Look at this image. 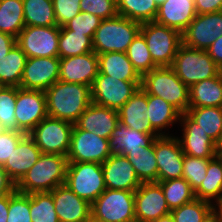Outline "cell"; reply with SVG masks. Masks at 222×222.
Wrapping results in <instances>:
<instances>
[{
  "mask_svg": "<svg viewBox=\"0 0 222 222\" xmlns=\"http://www.w3.org/2000/svg\"><path fill=\"white\" fill-rule=\"evenodd\" d=\"M58 57L66 58L93 52V39L87 35L75 33L65 26L60 27Z\"/></svg>",
  "mask_w": 222,
  "mask_h": 222,
  "instance_id": "d590c367",
  "label": "cell"
},
{
  "mask_svg": "<svg viewBox=\"0 0 222 222\" xmlns=\"http://www.w3.org/2000/svg\"><path fill=\"white\" fill-rule=\"evenodd\" d=\"M102 19L88 12H80L64 26L75 33L87 35L93 39L95 31L100 26Z\"/></svg>",
  "mask_w": 222,
  "mask_h": 222,
  "instance_id": "f6af8a7d",
  "label": "cell"
},
{
  "mask_svg": "<svg viewBox=\"0 0 222 222\" xmlns=\"http://www.w3.org/2000/svg\"><path fill=\"white\" fill-rule=\"evenodd\" d=\"M26 60V54L16 44L0 59V83L3 86L20 87Z\"/></svg>",
  "mask_w": 222,
  "mask_h": 222,
  "instance_id": "4dcf8cb0",
  "label": "cell"
},
{
  "mask_svg": "<svg viewBox=\"0 0 222 222\" xmlns=\"http://www.w3.org/2000/svg\"><path fill=\"white\" fill-rule=\"evenodd\" d=\"M41 154L42 152L34 140L26 134L2 167L9 179L16 185L36 164Z\"/></svg>",
  "mask_w": 222,
  "mask_h": 222,
  "instance_id": "cb8c5ba5",
  "label": "cell"
},
{
  "mask_svg": "<svg viewBox=\"0 0 222 222\" xmlns=\"http://www.w3.org/2000/svg\"><path fill=\"white\" fill-rule=\"evenodd\" d=\"M26 135L22 131L5 130L0 135V165H3L17 147L19 141Z\"/></svg>",
  "mask_w": 222,
  "mask_h": 222,
  "instance_id": "c3c4849f",
  "label": "cell"
},
{
  "mask_svg": "<svg viewBox=\"0 0 222 222\" xmlns=\"http://www.w3.org/2000/svg\"><path fill=\"white\" fill-rule=\"evenodd\" d=\"M147 106L148 110L145 113L149 115L152 128L160 136H168V133L166 134L162 130L170 128L176 121L179 122L181 113L161 97L150 94H147Z\"/></svg>",
  "mask_w": 222,
  "mask_h": 222,
  "instance_id": "f1b7e54d",
  "label": "cell"
},
{
  "mask_svg": "<svg viewBox=\"0 0 222 222\" xmlns=\"http://www.w3.org/2000/svg\"><path fill=\"white\" fill-rule=\"evenodd\" d=\"M59 67V57L27 58L19 88L46 91L59 80Z\"/></svg>",
  "mask_w": 222,
  "mask_h": 222,
  "instance_id": "2e32d148",
  "label": "cell"
},
{
  "mask_svg": "<svg viewBox=\"0 0 222 222\" xmlns=\"http://www.w3.org/2000/svg\"><path fill=\"white\" fill-rule=\"evenodd\" d=\"M15 103L16 87L3 86L0 90V124L5 130L17 131Z\"/></svg>",
  "mask_w": 222,
  "mask_h": 222,
  "instance_id": "b9f144b4",
  "label": "cell"
},
{
  "mask_svg": "<svg viewBox=\"0 0 222 222\" xmlns=\"http://www.w3.org/2000/svg\"><path fill=\"white\" fill-rule=\"evenodd\" d=\"M141 23L117 15L104 19L95 31L93 51L98 54L124 52L140 32Z\"/></svg>",
  "mask_w": 222,
  "mask_h": 222,
  "instance_id": "277c9868",
  "label": "cell"
},
{
  "mask_svg": "<svg viewBox=\"0 0 222 222\" xmlns=\"http://www.w3.org/2000/svg\"><path fill=\"white\" fill-rule=\"evenodd\" d=\"M206 175L194 195L195 198L214 203L222 196V162L217 156L209 161Z\"/></svg>",
  "mask_w": 222,
  "mask_h": 222,
  "instance_id": "836d02e7",
  "label": "cell"
},
{
  "mask_svg": "<svg viewBox=\"0 0 222 222\" xmlns=\"http://www.w3.org/2000/svg\"><path fill=\"white\" fill-rule=\"evenodd\" d=\"M9 208V193L0 195V222H6Z\"/></svg>",
  "mask_w": 222,
  "mask_h": 222,
  "instance_id": "db71d44e",
  "label": "cell"
},
{
  "mask_svg": "<svg viewBox=\"0 0 222 222\" xmlns=\"http://www.w3.org/2000/svg\"><path fill=\"white\" fill-rule=\"evenodd\" d=\"M102 169L108 189L135 191L142 184L125 155L112 153L102 163Z\"/></svg>",
  "mask_w": 222,
  "mask_h": 222,
  "instance_id": "d6986e66",
  "label": "cell"
},
{
  "mask_svg": "<svg viewBox=\"0 0 222 222\" xmlns=\"http://www.w3.org/2000/svg\"><path fill=\"white\" fill-rule=\"evenodd\" d=\"M171 68L188 87L222 72L206 50L189 48L183 44L179 47Z\"/></svg>",
  "mask_w": 222,
  "mask_h": 222,
  "instance_id": "5b68a950",
  "label": "cell"
},
{
  "mask_svg": "<svg viewBox=\"0 0 222 222\" xmlns=\"http://www.w3.org/2000/svg\"><path fill=\"white\" fill-rule=\"evenodd\" d=\"M179 123L183 136L178 140L185 155L205 159L216 156V143L186 113L181 114Z\"/></svg>",
  "mask_w": 222,
  "mask_h": 222,
  "instance_id": "ffe728a7",
  "label": "cell"
},
{
  "mask_svg": "<svg viewBox=\"0 0 222 222\" xmlns=\"http://www.w3.org/2000/svg\"><path fill=\"white\" fill-rule=\"evenodd\" d=\"M136 222H152L170 214L161 185L142 182L134 192Z\"/></svg>",
  "mask_w": 222,
  "mask_h": 222,
  "instance_id": "9a60e30c",
  "label": "cell"
},
{
  "mask_svg": "<svg viewBox=\"0 0 222 222\" xmlns=\"http://www.w3.org/2000/svg\"><path fill=\"white\" fill-rule=\"evenodd\" d=\"M156 2V4L159 6L160 4H162L165 0H154Z\"/></svg>",
  "mask_w": 222,
  "mask_h": 222,
  "instance_id": "6125c7cd",
  "label": "cell"
},
{
  "mask_svg": "<svg viewBox=\"0 0 222 222\" xmlns=\"http://www.w3.org/2000/svg\"><path fill=\"white\" fill-rule=\"evenodd\" d=\"M189 107H222V72L189 87Z\"/></svg>",
  "mask_w": 222,
  "mask_h": 222,
  "instance_id": "4316f807",
  "label": "cell"
},
{
  "mask_svg": "<svg viewBox=\"0 0 222 222\" xmlns=\"http://www.w3.org/2000/svg\"><path fill=\"white\" fill-rule=\"evenodd\" d=\"M206 52L222 69V35L217 38L208 49H206Z\"/></svg>",
  "mask_w": 222,
  "mask_h": 222,
  "instance_id": "f907efd6",
  "label": "cell"
},
{
  "mask_svg": "<svg viewBox=\"0 0 222 222\" xmlns=\"http://www.w3.org/2000/svg\"><path fill=\"white\" fill-rule=\"evenodd\" d=\"M118 123V110L92 102L75 125L79 129L94 132L97 136L109 139Z\"/></svg>",
  "mask_w": 222,
  "mask_h": 222,
  "instance_id": "603a6c76",
  "label": "cell"
},
{
  "mask_svg": "<svg viewBox=\"0 0 222 222\" xmlns=\"http://www.w3.org/2000/svg\"><path fill=\"white\" fill-rule=\"evenodd\" d=\"M57 26L62 27L81 12L80 0H52Z\"/></svg>",
  "mask_w": 222,
  "mask_h": 222,
  "instance_id": "7dc6e473",
  "label": "cell"
},
{
  "mask_svg": "<svg viewBox=\"0 0 222 222\" xmlns=\"http://www.w3.org/2000/svg\"><path fill=\"white\" fill-rule=\"evenodd\" d=\"M99 72L123 81H141V76L134 69L124 52L98 54Z\"/></svg>",
  "mask_w": 222,
  "mask_h": 222,
  "instance_id": "83f0119b",
  "label": "cell"
},
{
  "mask_svg": "<svg viewBox=\"0 0 222 222\" xmlns=\"http://www.w3.org/2000/svg\"><path fill=\"white\" fill-rule=\"evenodd\" d=\"M134 192L106 188L91 204V214L105 222H136Z\"/></svg>",
  "mask_w": 222,
  "mask_h": 222,
  "instance_id": "9c48e42d",
  "label": "cell"
},
{
  "mask_svg": "<svg viewBox=\"0 0 222 222\" xmlns=\"http://www.w3.org/2000/svg\"><path fill=\"white\" fill-rule=\"evenodd\" d=\"M154 139L150 134L130 129L119 122L108 139L109 150L112 153L126 155L132 150L146 149Z\"/></svg>",
  "mask_w": 222,
  "mask_h": 222,
  "instance_id": "484cf974",
  "label": "cell"
},
{
  "mask_svg": "<svg viewBox=\"0 0 222 222\" xmlns=\"http://www.w3.org/2000/svg\"><path fill=\"white\" fill-rule=\"evenodd\" d=\"M210 160L184 155L182 177L190 184L194 192L200 187L204 178H206Z\"/></svg>",
  "mask_w": 222,
  "mask_h": 222,
  "instance_id": "7bdbcfd3",
  "label": "cell"
},
{
  "mask_svg": "<svg viewBox=\"0 0 222 222\" xmlns=\"http://www.w3.org/2000/svg\"><path fill=\"white\" fill-rule=\"evenodd\" d=\"M6 222H32L30 217V194L15 189L9 193V208Z\"/></svg>",
  "mask_w": 222,
  "mask_h": 222,
  "instance_id": "ee69618b",
  "label": "cell"
},
{
  "mask_svg": "<svg viewBox=\"0 0 222 222\" xmlns=\"http://www.w3.org/2000/svg\"><path fill=\"white\" fill-rule=\"evenodd\" d=\"M141 182H158V166L154 141L146 149H136L125 155Z\"/></svg>",
  "mask_w": 222,
  "mask_h": 222,
  "instance_id": "f546056e",
  "label": "cell"
},
{
  "mask_svg": "<svg viewBox=\"0 0 222 222\" xmlns=\"http://www.w3.org/2000/svg\"><path fill=\"white\" fill-rule=\"evenodd\" d=\"M47 115L75 124L92 103L91 87L58 80L45 91Z\"/></svg>",
  "mask_w": 222,
  "mask_h": 222,
  "instance_id": "6da1fadb",
  "label": "cell"
},
{
  "mask_svg": "<svg viewBox=\"0 0 222 222\" xmlns=\"http://www.w3.org/2000/svg\"><path fill=\"white\" fill-rule=\"evenodd\" d=\"M222 35V11L197 14L182 33V44L206 50Z\"/></svg>",
  "mask_w": 222,
  "mask_h": 222,
  "instance_id": "5bb4252c",
  "label": "cell"
},
{
  "mask_svg": "<svg viewBox=\"0 0 222 222\" xmlns=\"http://www.w3.org/2000/svg\"><path fill=\"white\" fill-rule=\"evenodd\" d=\"M154 149L158 166V182L181 178L185 154L178 137L159 136L154 139Z\"/></svg>",
  "mask_w": 222,
  "mask_h": 222,
  "instance_id": "e0dca14e",
  "label": "cell"
},
{
  "mask_svg": "<svg viewBox=\"0 0 222 222\" xmlns=\"http://www.w3.org/2000/svg\"><path fill=\"white\" fill-rule=\"evenodd\" d=\"M111 155L108 139L97 136L94 132L79 129L74 124L67 155L68 163L95 162L102 164Z\"/></svg>",
  "mask_w": 222,
  "mask_h": 222,
  "instance_id": "30bf717a",
  "label": "cell"
},
{
  "mask_svg": "<svg viewBox=\"0 0 222 222\" xmlns=\"http://www.w3.org/2000/svg\"><path fill=\"white\" fill-rule=\"evenodd\" d=\"M148 110L147 93L140 87L118 110L119 122L130 129L150 134L154 138L160 135L152 128Z\"/></svg>",
  "mask_w": 222,
  "mask_h": 222,
  "instance_id": "7402d4cb",
  "label": "cell"
},
{
  "mask_svg": "<svg viewBox=\"0 0 222 222\" xmlns=\"http://www.w3.org/2000/svg\"><path fill=\"white\" fill-rule=\"evenodd\" d=\"M152 222H174L173 217L171 214L165 215L163 217H159L157 220Z\"/></svg>",
  "mask_w": 222,
  "mask_h": 222,
  "instance_id": "6f0895ef",
  "label": "cell"
},
{
  "mask_svg": "<svg viewBox=\"0 0 222 222\" xmlns=\"http://www.w3.org/2000/svg\"><path fill=\"white\" fill-rule=\"evenodd\" d=\"M84 222H105V221L90 214L89 217Z\"/></svg>",
  "mask_w": 222,
  "mask_h": 222,
  "instance_id": "680465c9",
  "label": "cell"
},
{
  "mask_svg": "<svg viewBox=\"0 0 222 222\" xmlns=\"http://www.w3.org/2000/svg\"><path fill=\"white\" fill-rule=\"evenodd\" d=\"M67 156L42 153L36 164L15 185V190L24 193L50 192L65 184Z\"/></svg>",
  "mask_w": 222,
  "mask_h": 222,
  "instance_id": "7a4b0ae2",
  "label": "cell"
},
{
  "mask_svg": "<svg viewBox=\"0 0 222 222\" xmlns=\"http://www.w3.org/2000/svg\"><path fill=\"white\" fill-rule=\"evenodd\" d=\"M5 131V129L3 128V126L0 124V135Z\"/></svg>",
  "mask_w": 222,
  "mask_h": 222,
  "instance_id": "be15d7a7",
  "label": "cell"
},
{
  "mask_svg": "<svg viewBox=\"0 0 222 222\" xmlns=\"http://www.w3.org/2000/svg\"><path fill=\"white\" fill-rule=\"evenodd\" d=\"M158 183L161 185L170 210L178 208L195 199L194 191L183 177L160 181Z\"/></svg>",
  "mask_w": 222,
  "mask_h": 222,
  "instance_id": "74e56055",
  "label": "cell"
},
{
  "mask_svg": "<svg viewBox=\"0 0 222 222\" xmlns=\"http://www.w3.org/2000/svg\"><path fill=\"white\" fill-rule=\"evenodd\" d=\"M118 15L139 23L154 21L158 5L154 0H116Z\"/></svg>",
  "mask_w": 222,
  "mask_h": 222,
  "instance_id": "8d00e7d4",
  "label": "cell"
},
{
  "mask_svg": "<svg viewBox=\"0 0 222 222\" xmlns=\"http://www.w3.org/2000/svg\"><path fill=\"white\" fill-rule=\"evenodd\" d=\"M134 69L142 77L145 73L157 68L152 60L143 35L139 32L126 51Z\"/></svg>",
  "mask_w": 222,
  "mask_h": 222,
  "instance_id": "f35d334b",
  "label": "cell"
},
{
  "mask_svg": "<svg viewBox=\"0 0 222 222\" xmlns=\"http://www.w3.org/2000/svg\"><path fill=\"white\" fill-rule=\"evenodd\" d=\"M25 26H57L52 0H23Z\"/></svg>",
  "mask_w": 222,
  "mask_h": 222,
  "instance_id": "e575fe53",
  "label": "cell"
},
{
  "mask_svg": "<svg viewBox=\"0 0 222 222\" xmlns=\"http://www.w3.org/2000/svg\"><path fill=\"white\" fill-rule=\"evenodd\" d=\"M141 88L150 95L161 97L181 114L189 108V87L171 67H157L141 77Z\"/></svg>",
  "mask_w": 222,
  "mask_h": 222,
  "instance_id": "3957f363",
  "label": "cell"
},
{
  "mask_svg": "<svg viewBox=\"0 0 222 222\" xmlns=\"http://www.w3.org/2000/svg\"><path fill=\"white\" fill-rule=\"evenodd\" d=\"M186 114L217 143L222 132V107H189Z\"/></svg>",
  "mask_w": 222,
  "mask_h": 222,
  "instance_id": "1f68e13d",
  "label": "cell"
},
{
  "mask_svg": "<svg viewBox=\"0 0 222 222\" xmlns=\"http://www.w3.org/2000/svg\"><path fill=\"white\" fill-rule=\"evenodd\" d=\"M65 184L80 198L92 204L106 190L102 164L68 163Z\"/></svg>",
  "mask_w": 222,
  "mask_h": 222,
  "instance_id": "52a82bcc",
  "label": "cell"
},
{
  "mask_svg": "<svg viewBox=\"0 0 222 222\" xmlns=\"http://www.w3.org/2000/svg\"><path fill=\"white\" fill-rule=\"evenodd\" d=\"M216 156L222 162V149H216Z\"/></svg>",
  "mask_w": 222,
  "mask_h": 222,
  "instance_id": "94428289",
  "label": "cell"
},
{
  "mask_svg": "<svg viewBox=\"0 0 222 222\" xmlns=\"http://www.w3.org/2000/svg\"><path fill=\"white\" fill-rule=\"evenodd\" d=\"M81 12H88L96 15L100 19H109L116 17V0H80Z\"/></svg>",
  "mask_w": 222,
  "mask_h": 222,
  "instance_id": "bcb514c9",
  "label": "cell"
},
{
  "mask_svg": "<svg viewBox=\"0 0 222 222\" xmlns=\"http://www.w3.org/2000/svg\"><path fill=\"white\" fill-rule=\"evenodd\" d=\"M59 35V26H25L16 39L27 58L58 57Z\"/></svg>",
  "mask_w": 222,
  "mask_h": 222,
  "instance_id": "7c38bea8",
  "label": "cell"
},
{
  "mask_svg": "<svg viewBox=\"0 0 222 222\" xmlns=\"http://www.w3.org/2000/svg\"><path fill=\"white\" fill-rule=\"evenodd\" d=\"M141 87V81H123L98 73L91 87L92 102L119 110Z\"/></svg>",
  "mask_w": 222,
  "mask_h": 222,
  "instance_id": "8fae6325",
  "label": "cell"
},
{
  "mask_svg": "<svg viewBox=\"0 0 222 222\" xmlns=\"http://www.w3.org/2000/svg\"><path fill=\"white\" fill-rule=\"evenodd\" d=\"M24 27L23 0H0V32L17 38Z\"/></svg>",
  "mask_w": 222,
  "mask_h": 222,
  "instance_id": "d6a6232c",
  "label": "cell"
},
{
  "mask_svg": "<svg viewBox=\"0 0 222 222\" xmlns=\"http://www.w3.org/2000/svg\"><path fill=\"white\" fill-rule=\"evenodd\" d=\"M15 189V184L9 179L6 171L0 165V195L11 193Z\"/></svg>",
  "mask_w": 222,
  "mask_h": 222,
  "instance_id": "f5cc1de1",
  "label": "cell"
},
{
  "mask_svg": "<svg viewBox=\"0 0 222 222\" xmlns=\"http://www.w3.org/2000/svg\"><path fill=\"white\" fill-rule=\"evenodd\" d=\"M59 222H84L91 214V204L78 197L66 184L50 191Z\"/></svg>",
  "mask_w": 222,
  "mask_h": 222,
  "instance_id": "44dd1931",
  "label": "cell"
},
{
  "mask_svg": "<svg viewBox=\"0 0 222 222\" xmlns=\"http://www.w3.org/2000/svg\"><path fill=\"white\" fill-rule=\"evenodd\" d=\"M213 209V204L198 198L171 210L174 222H201Z\"/></svg>",
  "mask_w": 222,
  "mask_h": 222,
  "instance_id": "60d3db41",
  "label": "cell"
},
{
  "mask_svg": "<svg viewBox=\"0 0 222 222\" xmlns=\"http://www.w3.org/2000/svg\"><path fill=\"white\" fill-rule=\"evenodd\" d=\"M74 124L47 116L28 134L44 154L67 156Z\"/></svg>",
  "mask_w": 222,
  "mask_h": 222,
  "instance_id": "ba28073f",
  "label": "cell"
},
{
  "mask_svg": "<svg viewBox=\"0 0 222 222\" xmlns=\"http://www.w3.org/2000/svg\"><path fill=\"white\" fill-rule=\"evenodd\" d=\"M140 33L146 41L154 64L157 67H171L182 45V34L155 21L142 23Z\"/></svg>",
  "mask_w": 222,
  "mask_h": 222,
  "instance_id": "8992f818",
  "label": "cell"
},
{
  "mask_svg": "<svg viewBox=\"0 0 222 222\" xmlns=\"http://www.w3.org/2000/svg\"><path fill=\"white\" fill-rule=\"evenodd\" d=\"M201 222H221L218 214L212 209Z\"/></svg>",
  "mask_w": 222,
  "mask_h": 222,
  "instance_id": "11a10c76",
  "label": "cell"
},
{
  "mask_svg": "<svg viewBox=\"0 0 222 222\" xmlns=\"http://www.w3.org/2000/svg\"><path fill=\"white\" fill-rule=\"evenodd\" d=\"M196 15L194 0H165L158 6L154 21L182 34Z\"/></svg>",
  "mask_w": 222,
  "mask_h": 222,
  "instance_id": "d4e9b609",
  "label": "cell"
},
{
  "mask_svg": "<svg viewBox=\"0 0 222 222\" xmlns=\"http://www.w3.org/2000/svg\"><path fill=\"white\" fill-rule=\"evenodd\" d=\"M17 44V39L7 33L0 32V59L6 56Z\"/></svg>",
  "mask_w": 222,
  "mask_h": 222,
  "instance_id": "816d5d0a",
  "label": "cell"
},
{
  "mask_svg": "<svg viewBox=\"0 0 222 222\" xmlns=\"http://www.w3.org/2000/svg\"><path fill=\"white\" fill-rule=\"evenodd\" d=\"M216 147H217V149H222V132H221V135L216 143Z\"/></svg>",
  "mask_w": 222,
  "mask_h": 222,
  "instance_id": "91938a15",
  "label": "cell"
},
{
  "mask_svg": "<svg viewBox=\"0 0 222 222\" xmlns=\"http://www.w3.org/2000/svg\"><path fill=\"white\" fill-rule=\"evenodd\" d=\"M15 107L17 131L26 134L48 116L45 91L16 87Z\"/></svg>",
  "mask_w": 222,
  "mask_h": 222,
  "instance_id": "4fadbf2b",
  "label": "cell"
},
{
  "mask_svg": "<svg viewBox=\"0 0 222 222\" xmlns=\"http://www.w3.org/2000/svg\"><path fill=\"white\" fill-rule=\"evenodd\" d=\"M98 73V55L94 51L82 55L60 58V81L84 84L92 87Z\"/></svg>",
  "mask_w": 222,
  "mask_h": 222,
  "instance_id": "ac0fdd59",
  "label": "cell"
},
{
  "mask_svg": "<svg viewBox=\"0 0 222 222\" xmlns=\"http://www.w3.org/2000/svg\"><path fill=\"white\" fill-rule=\"evenodd\" d=\"M197 14L222 11V0H194Z\"/></svg>",
  "mask_w": 222,
  "mask_h": 222,
  "instance_id": "681fc988",
  "label": "cell"
},
{
  "mask_svg": "<svg viewBox=\"0 0 222 222\" xmlns=\"http://www.w3.org/2000/svg\"><path fill=\"white\" fill-rule=\"evenodd\" d=\"M213 210L218 214L220 221L222 222V196L213 204Z\"/></svg>",
  "mask_w": 222,
  "mask_h": 222,
  "instance_id": "9f6ffc18",
  "label": "cell"
},
{
  "mask_svg": "<svg viewBox=\"0 0 222 222\" xmlns=\"http://www.w3.org/2000/svg\"><path fill=\"white\" fill-rule=\"evenodd\" d=\"M50 192L30 194V217L32 222H59Z\"/></svg>",
  "mask_w": 222,
  "mask_h": 222,
  "instance_id": "ab89813d",
  "label": "cell"
}]
</instances>
